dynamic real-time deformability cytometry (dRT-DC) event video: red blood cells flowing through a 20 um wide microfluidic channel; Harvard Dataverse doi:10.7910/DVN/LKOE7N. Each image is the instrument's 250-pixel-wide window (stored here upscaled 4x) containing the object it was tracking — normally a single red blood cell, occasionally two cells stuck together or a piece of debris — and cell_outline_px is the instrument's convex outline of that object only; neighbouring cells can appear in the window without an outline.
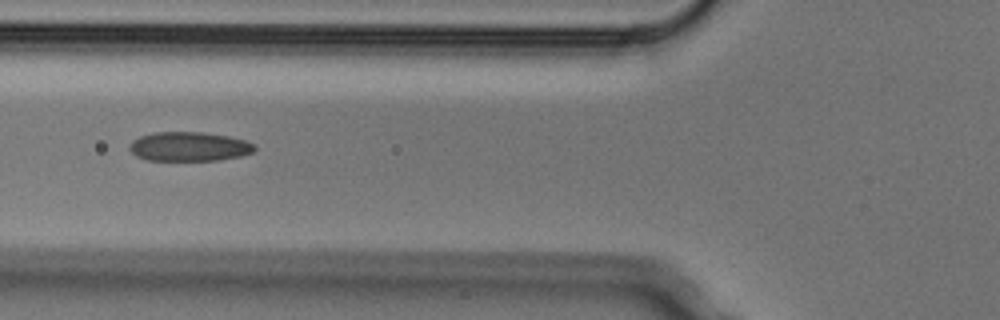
{"species": "Egyptian fruit bat (a non-hibernating species)", "species_latin": "Rousettus aegyptiacus", "temperature_condition": "cold", "stored_images_in_passage": 4, "camera_frame_rate_fps": 3000, "um_per_image_px": 0.085, "animal": {"sex": "male"}, "frame": {"image": 1, "passage_image": 2, "time_ms": 0.333, "image_size_px": [1000, 320], "cell_outline_px": [[256, 148], [252, 152], [240, 156], [220, 160], [148, 160], [136, 156], [128, 148], [128, 144], [132, 140], [140, 136], [152, 132], [204, 132], [228, 136], [244, 140], [256, 144]], "centroid_in_image_um": [16.05, 12.45], "position_along_channel_um": 109.7, "area_um2": 21.44}}
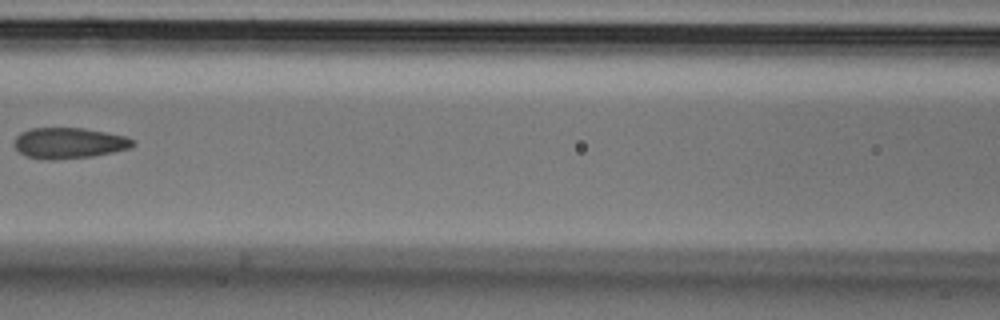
{"frame": {"image": 2, "passage_image": 3, "time_ms": 0.667, "image_size_px": [1000, 320], "cell_outline_px": [[136, 144], [132, 148], [92, 156], [52, 160], [48, 160], [28, 156], [20, 152], [12, 144], [16, 136], [20, 132], [32, 128], [84, 128], [124, 136], [132, 140]], "centroid_in_image_um": [5.84, 12.16], "position_along_channel_um": 160.8, "area_um2": 21.21}}
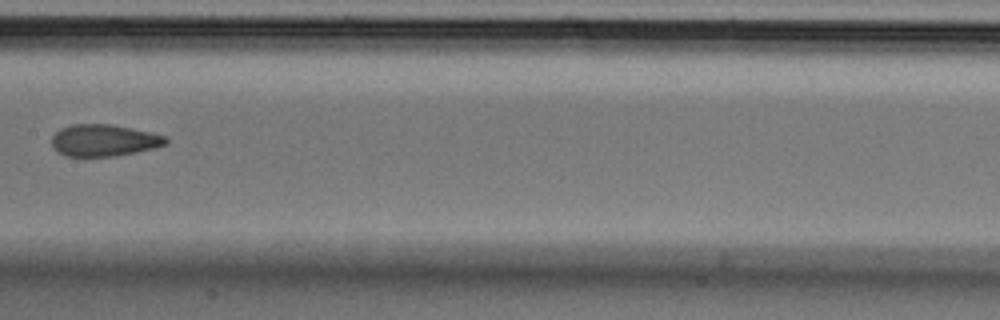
{"frame": {"image": 3, "passage_image": 4, "time_ms": 1.0, "image_size_px": [1000, 320], "cell_outline_px": [[168, 144], [156, 148], [136, 152], [112, 156], [64, 156], [52, 148], [52, 136], [60, 128], [72, 124], [112, 124], [148, 132], [164, 136], [168, 140]], "centroid_in_image_um": [8.81, 11.93], "position_along_channel_um": 198.6, "area_um2": 21.15}}